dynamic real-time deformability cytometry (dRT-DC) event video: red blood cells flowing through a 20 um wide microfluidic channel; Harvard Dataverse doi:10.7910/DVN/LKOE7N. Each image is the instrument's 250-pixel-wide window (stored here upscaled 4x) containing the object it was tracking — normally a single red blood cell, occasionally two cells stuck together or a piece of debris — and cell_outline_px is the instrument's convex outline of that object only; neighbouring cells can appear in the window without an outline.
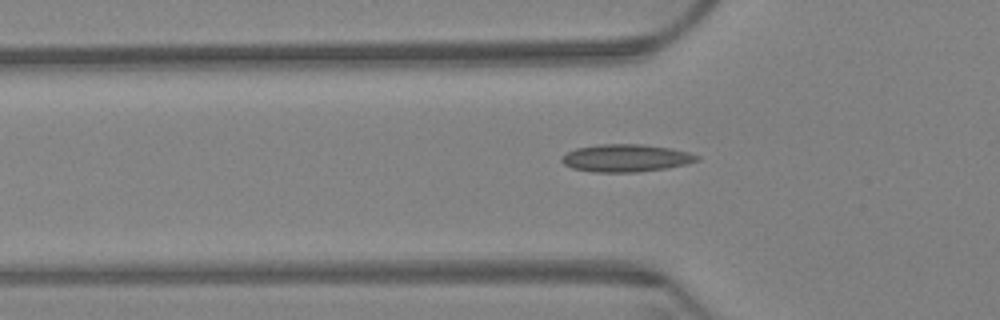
{"species": "Egyptian fruit bat (a non-hibernating species)", "species_latin": "Rousettus aegyptiacus", "temperature_condition": "warm", "stored_images_in_passage": 10, "camera_frame_rate_fps": 3000, "um_per_image_px": 0.085, "animal": {"sex": "female"}, "frame": {"image": 1, "passage_image": 7, "time_ms": 2.0, "image_size_px": [1000, 320], "cell_outline_px": [[700, 160], [684, 164], [664, 168], [636, 172], [592, 172], [572, 168], [564, 164], [560, 160], [568, 152], [576, 148], [600, 144], [640, 144], [672, 148], [688, 152], [700, 156]], "centroid_in_image_um": [53.2, 13.43], "position_along_channel_um": 72.6, "area_um2": 21.56}}
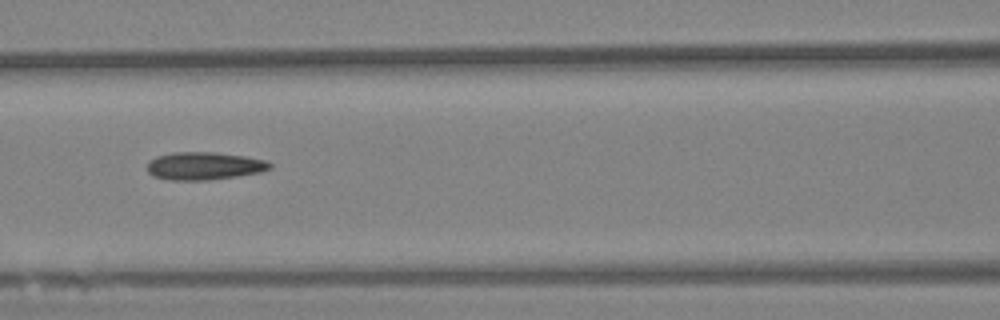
{"frame": {"image": 2, "passage_image": 9, "time_ms": 2.667, "image_size_px": [1000, 320], "cell_outline_px": [[272, 168], [260, 172], [236, 176], [208, 180], [172, 180], [152, 176], [148, 172], [148, 160], [156, 156], [172, 152], [216, 152], [244, 156], [268, 160], [272, 164]], "centroid_in_image_um": [17.36, 14.09], "position_along_channel_um": 149.2, "area_um2": 20.0}}
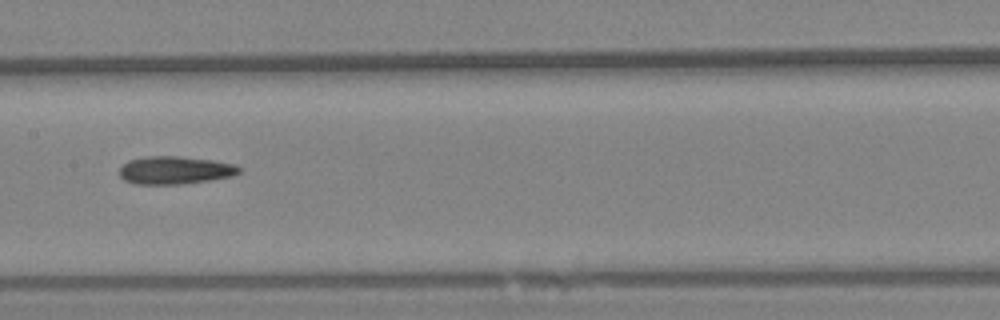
{"frame": {"image": 3, "passage_image": 10, "time_ms": 3.0, "image_size_px": [1000, 320], "cell_outline_px": [[240, 172], [232, 176], [208, 180], [180, 184], [136, 184], [124, 180], [120, 176], [120, 168], [128, 160], [148, 156], [180, 156], [212, 160], [236, 164], [240, 168]], "centroid_in_image_um": [14.87, 14.46], "position_along_channel_um": 192.5, "area_um2": 19.36}}